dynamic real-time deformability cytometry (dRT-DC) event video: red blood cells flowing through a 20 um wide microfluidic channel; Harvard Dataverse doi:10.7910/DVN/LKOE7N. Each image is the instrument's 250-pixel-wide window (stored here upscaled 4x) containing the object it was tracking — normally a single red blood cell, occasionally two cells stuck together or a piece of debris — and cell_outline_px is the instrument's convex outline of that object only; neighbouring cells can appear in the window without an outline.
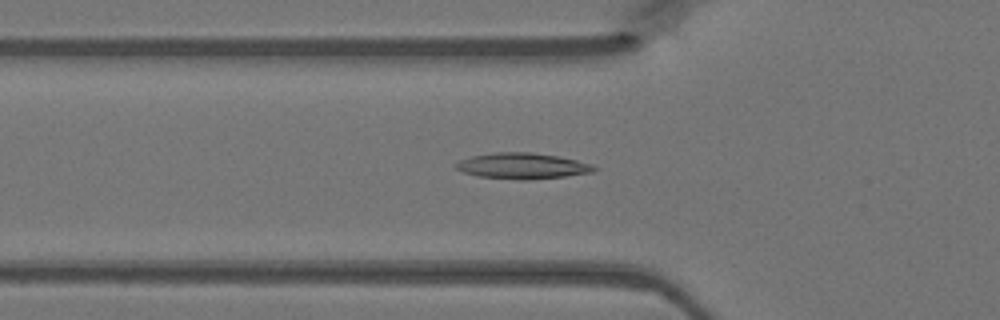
{"species": "Egyptian fruit bat (a non-hibernating species)", "species_latin": "Rousettus aegyptiacus", "temperature_condition": "warm", "stored_images_in_passage": 47, "camera_frame_rate_fps": 3000, "um_per_image_px": 0.085, "animal": {"sex": "female"}, "frame": {"image": 1, "passage_image": 16, "time_ms": 5.0, "image_size_px": [1000, 320], "cell_outline_px": [[596, 168], [592, 172], [564, 176], [528, 180], [520, 180], [476, 176], [464, 172], [456, 168], [452, 164], [460, 160], [472, 156], [496, 152], [532, 152], [556, 156], [576, 160], [592, 164]], "centroid_in_image_um": [44.35, 14.1], "position_along_channel_um": 81.4, "area_um2": 20.75}}
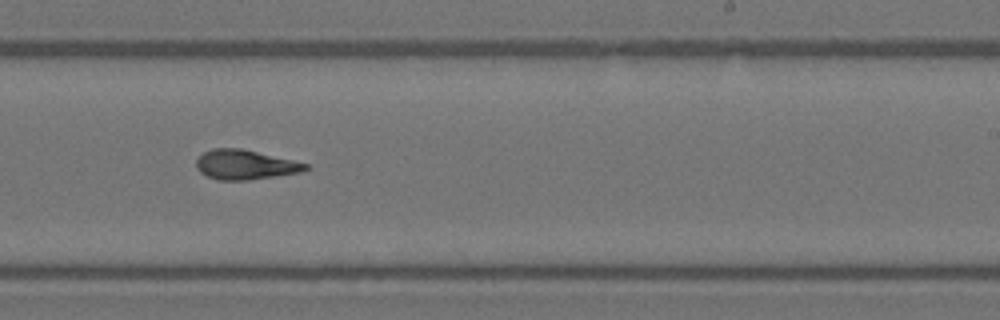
{"frame": {"image": 2, "passage_image": 29, "time_ms": 9.333, "image_size_px": [1000, 320], "cell_outline_px": [[308, 168], [304, 172], [248, 180], [220, 180], [208, 176], [200, 172], [196, 168], [196, 160], [204, 152], [212, 148], [240, 148], [292, 160], [308, 164]], "centroid_in_image_um": [20.83, 14.0], "position_along_channel_um": 268.2, "area_um2": 18.73}}
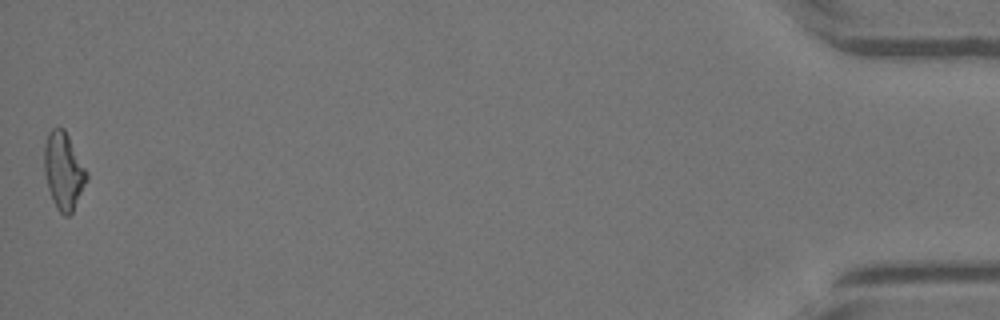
{"frame": {"image": 3, "passage_image": 47, "time_ms": 15.333, "image_size_px": [1000, 320], "cell_outline_px": [[88, 180], [72, 212], [68, 216], [64, 216], [56, 208], [48, 188], [44, 172], [44, 144], [48, 132], [52, 128], [64, 128], [88, 172]], "centroid_in_image_um": [5.41, 14.52], "position_along_channel_um": 429.8, "area_um2": 19.13}}